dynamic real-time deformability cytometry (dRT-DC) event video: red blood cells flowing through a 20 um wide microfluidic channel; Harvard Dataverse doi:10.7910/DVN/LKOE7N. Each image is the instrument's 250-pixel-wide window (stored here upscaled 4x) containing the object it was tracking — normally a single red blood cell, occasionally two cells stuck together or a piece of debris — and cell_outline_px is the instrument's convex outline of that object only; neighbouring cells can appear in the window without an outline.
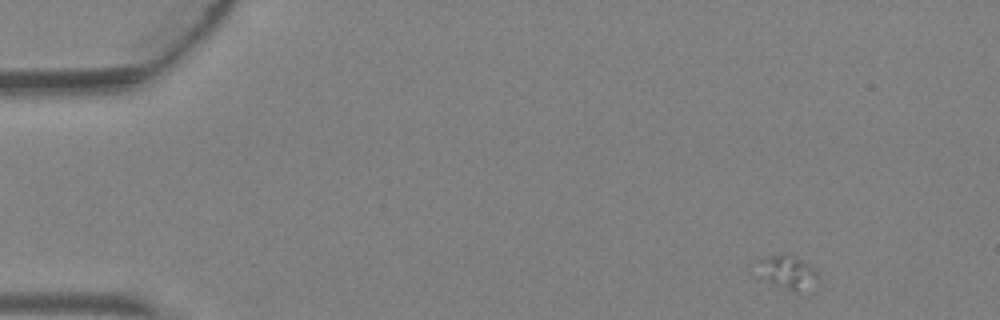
{"species": "Egyptian fruit bat (a non-hibernating species)", "species_latin": "Rousettus aegyptiacus", "temperature_condition": "warm", "stored_images_in_passage": 4, "camera_frame_rate_fps": 3000, "um_per_image_px": 0.085, "animal": {"sex": "female"}, "frame": {"image": 1, "passage_image": 1, "time_ms": 0.0, "image_size_px": [1000, 320], "cell_outline_px": [[820, 276], [792, 292], [768, 280], [756, 260], [780, 252], [788, 252], [796, 256], [808, 264]], "centroid_in_image_um": [66.91, 23.01], "position_along_channel_um": 18.1, "area_um2": 10.87}}